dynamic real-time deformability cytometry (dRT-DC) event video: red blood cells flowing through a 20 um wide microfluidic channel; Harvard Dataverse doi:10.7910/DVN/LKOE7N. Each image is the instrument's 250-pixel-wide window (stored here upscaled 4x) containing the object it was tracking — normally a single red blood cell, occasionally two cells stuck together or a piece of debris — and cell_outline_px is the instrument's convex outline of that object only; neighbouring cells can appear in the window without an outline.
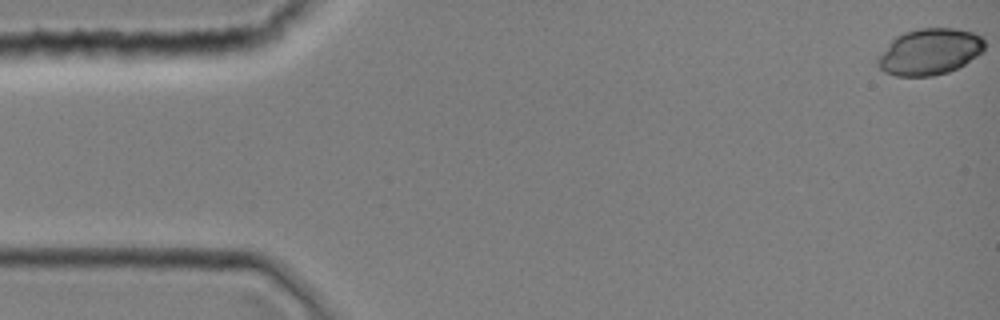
{"species": "common noctule bat (a hibernating species)", "species_latin": "Nyctalus noctula", "temperature_condition": "room temperature", "stored_images_in_passage": 13, "camera_frame_rate_fps": 3000, "um_per_image_px": 0.085, "animal": {"sex": "female", "body_mass_g": 19.0, "forearm_length_mm": 51.5}, "frame": {"image": 1, "passage_image": 1, "time_ms": 0.0, "image_size_px": [1000, 320], "cell_outline_px": [[984, 48], [976, 56], [964, 64], [948, 72], [932, 76], [896, 76], [884, 72], [876, 64], [876, 56], [896, 36], [904, 32], [920, 28], [956, 28], [972, 32], [980, 36], [984, 40]], "centroid_in_image_um": [78.97, 4.4], "position_along_channel_um": 6.0, "area_um2": 28.84}}
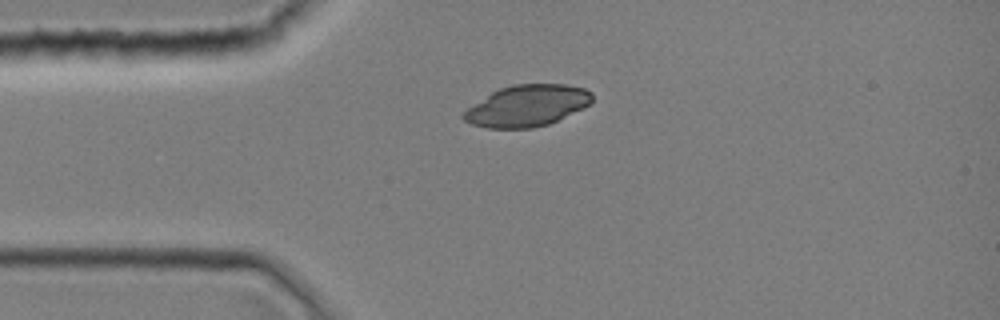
{"frame": {"image": 2, "passage_image": 10, "time_ms": 3.0, "image_size_px": [1000, 320], "cell_outline_px": [[592, 100], [588, 104], [548, 124], [532, 128], [488, 128], [472, 124], [464, 120], [460, 116], [468, 108], [492, 92], [500, 88], [512, 84], [564, 84], [584, 88], [592, 92]], "centroid_in_image_um": [44.77, 8.98], "position_along_channel_um": 40.2, "area_um2": 30.52}}
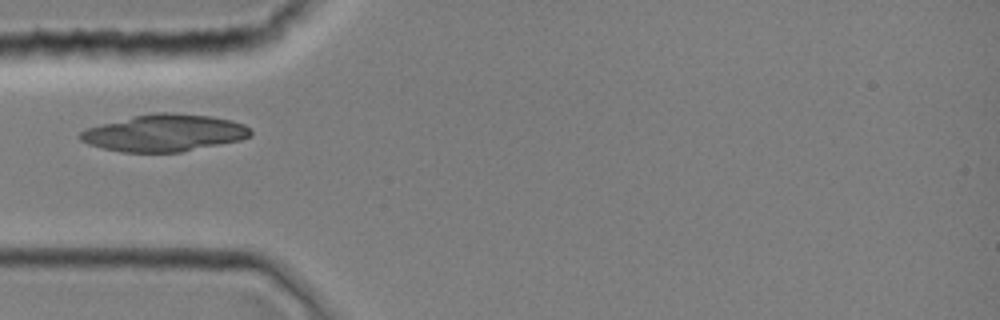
{"frame": {"image": 3, "passage_image": 13, "time_ms": 4.0, "image_size_px": [1000, 320], "cell_outline_px": [[252, 136], [240, 140], [180, 152], [120, 152], [88, 144], [80, 140], [76, 136], [84, 128], [132, 116], [152, 112], [172, 112], [212, 116], [232, 120], [244, 124], [252, 132]], "centroid_in_image_um": [13.94, 11.29], "position_along_channel_um": 71.1, "area_um2": 36.99}}